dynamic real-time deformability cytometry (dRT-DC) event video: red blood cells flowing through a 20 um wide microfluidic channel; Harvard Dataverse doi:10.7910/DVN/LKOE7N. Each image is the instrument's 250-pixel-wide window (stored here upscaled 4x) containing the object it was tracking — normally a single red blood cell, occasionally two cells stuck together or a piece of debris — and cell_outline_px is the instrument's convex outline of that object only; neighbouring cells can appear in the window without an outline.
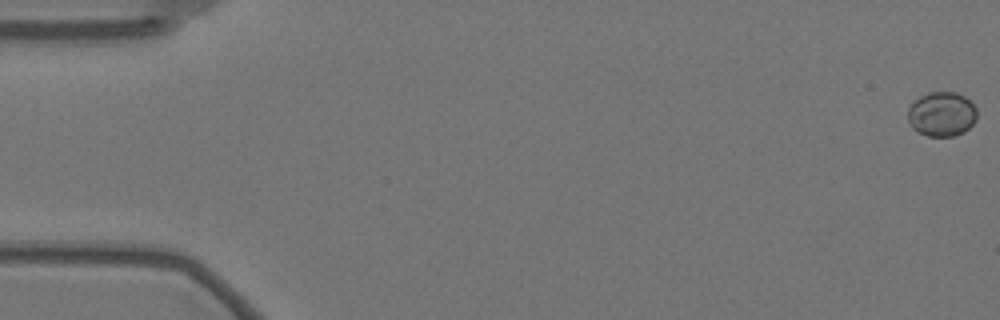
{"species": "Egyptian fruit bat (a non-hibernating species)", "species_latin": "Rousettus aegyptiacus", "temperature_condition": "warm", "stored_images_in_passage": 58, "camera_frame_rate_fps": 3000, "um_per_image_px": 0.085, "animal": {"sex": "female"}, "frame": {"image": 1, "passage_image": 1, "time_ms": 0.0, "image_size_px": [1000, 320], "cell_outline_px": [[976, 120], [964, 132], [952, 136], [928, 136], [916, 132], [912, 128], [908, 120], [908, 108], [920, 96], [928, 92], [956, 92], [964, 96], [976, 108]], "centroid_in_image_um": [80.03, 9.7], "position_along_channel_um": 5.0, "area_um2": 17.92}}
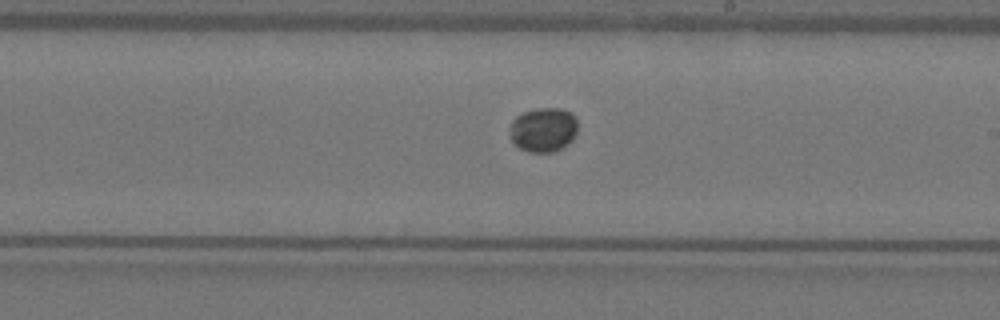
{"frame": {"image": 2, "passage_image": 34, "time_ms": 11.0, "image_size_px": [1000, 320], "cell_outline_px": [[576, 132], [572, 140], [568, 144], [552, 152], [528, 152], [520, 148], [512, 140], [512, 120], [516, 116], [524, 112], [536, 108], [560, 108], [572, 112], [576, 116]], "centroid_in_image_um": [46.22, 11.01], "position_along_channel_um": 242.8, "area_um2": 17.4}}
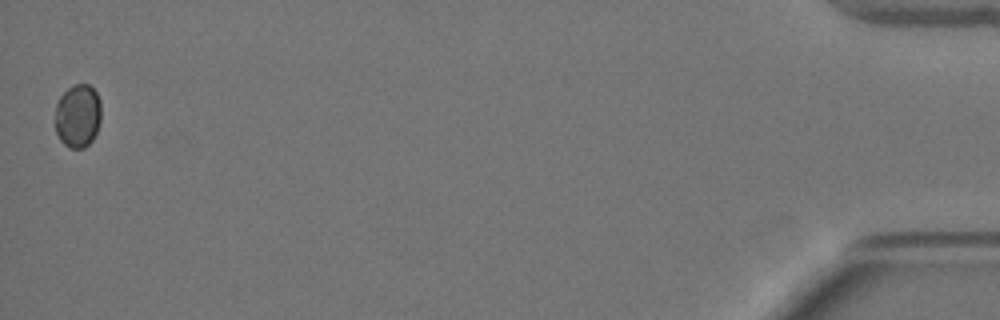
{"frame": {"image": 3, "passage_image": 58, "time_ms": 19.0, "image_size_px": [1000, 320], "cell_outline_px": [[100, 120], [96, 132], [92, 140], [84, 148], [68, 148], [60, 140], [56, 132], [56, 104], [60, 96], [72, 84], [88, 84], [96, 92], [100, 100]], "centroid_in_image_um": [6.61, 9.84], "position_along_channel_um": 428.6, "area_um2": 16.99}}